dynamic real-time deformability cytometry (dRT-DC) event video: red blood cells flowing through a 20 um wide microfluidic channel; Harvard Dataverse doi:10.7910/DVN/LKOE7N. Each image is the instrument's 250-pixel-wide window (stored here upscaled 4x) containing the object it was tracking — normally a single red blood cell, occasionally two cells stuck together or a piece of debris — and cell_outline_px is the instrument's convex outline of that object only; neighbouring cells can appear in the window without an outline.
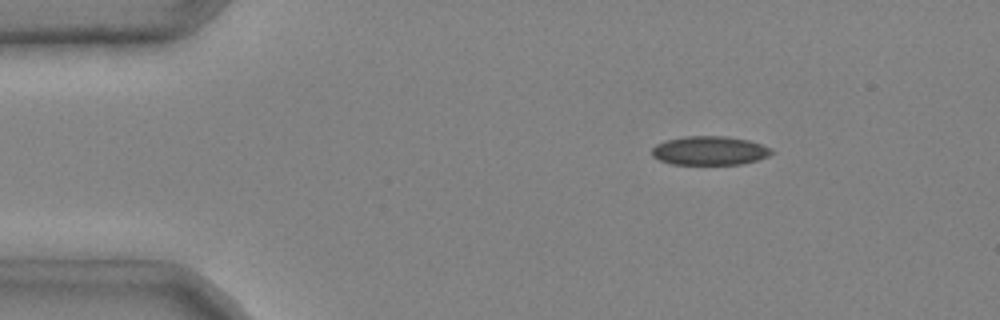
{"species": "common noctule bat (a hibernating species)", "species_latin": "Nyctalus noctula", "temperature_condition": "cold", "stored_images_in_passage": 6, "camera_frame_rate_fps": 3000, "um_per_image_px": 0.085, "animal": {"sex": "male", "body_mass_g": 20.4}, "frame": {"image": 1, "passage_image": 2, "time_ms": 0.333, "image_size_px": [1000, 320], "cell_outline_px": [[772, 152], [768, 156], [756, 160], [740, 164], [672, 164], [660, 160], [652, 156], [652, 148], [656, 144], [664, 140], [684, 136], [724, 136], [748, 140], [772, 148]], "centroid_in_image_um": [60.28, 12.8], "position_along_channel_um": 24.7, "area_um2": 20.06}}
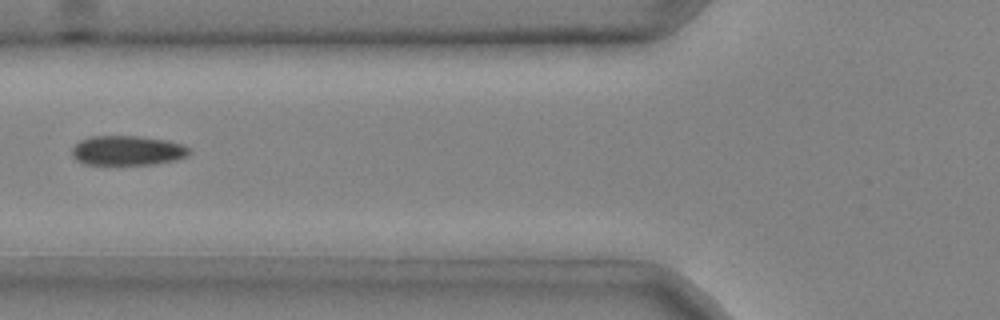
{"frame": {"image": 2, "passage_image": 5, "time_ms": 1.333, "image_size_px": [1000, 320], "cell_outline_px": [[192, 152], [188, 156], [176, 160], [152, 164], [84, 164], [76, 160], [72, 156], [72, 148], [80, 140], [92, 136], [140, 136], [168, 140], [192, 148]], "centroid_in_image_um": [10.87, 12.79], "position_along_channel_um": 114.9, "area_um2": 20.4}}
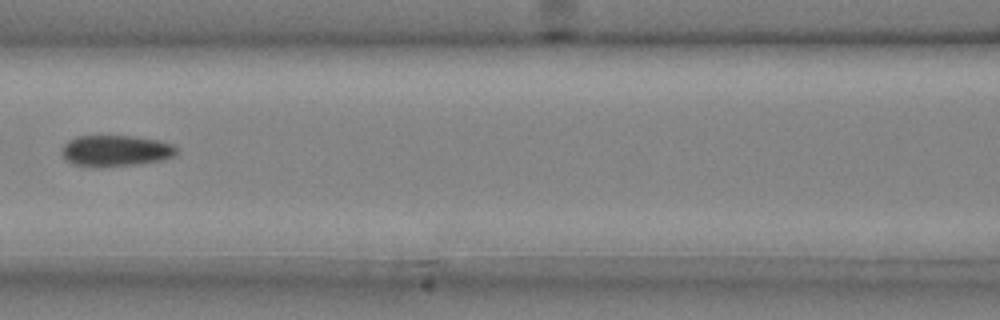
{"frame": {"image": 3, "passage_image": 6, "time_ms": 1.667, "image_size_px": [1000, 320], "cell_outline_px": [[180, 152], [176, 156], [164, 160], [140, 164], [96, 168], [72, 164], [64, 160], [60, 152], [60, 148], [68, 140], [76, 136], [132, 136], [156, 140], [172, 144]], "centroid_in_image_um": [9.8, 12.84], "position_along_channel_um": 156.8, "area_um2": 21.44}}